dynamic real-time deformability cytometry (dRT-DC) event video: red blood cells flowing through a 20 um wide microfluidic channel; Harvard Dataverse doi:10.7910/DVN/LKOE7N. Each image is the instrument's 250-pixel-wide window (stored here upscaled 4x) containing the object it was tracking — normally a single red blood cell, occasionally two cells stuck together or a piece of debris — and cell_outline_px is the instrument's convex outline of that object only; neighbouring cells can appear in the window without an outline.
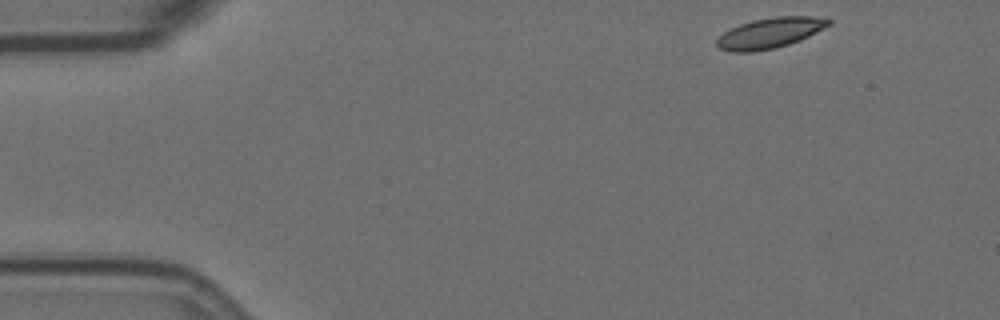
{"species": "Egyptian fruit bat (a non-hibernating species)", "species_latin": "Rousettus aegyptiacus", "temperature_condition": "room temperature", "stored_images_in_passage": 28, "camera_frame_rate_fps": 3000, "um_per_image_px": 0.085, "animal": {"sex": "female"}, "frame": {"image": 1, "passage_image": 1, "time_ms": 0.0, "image_size_px": [1000, 320], "cell_outline_px": [[832, 24], [800, 40], [776, 48], [752, 52], [728, 52], [720, 48], [716, 44], [716, 40], [724, 32], [740, 24], [752, 20], [776, 16], [812, 16], [832, 20]], "centroid_in_image_um": [65.44, 2.8], "position_along_channel_um": 19.6, "area_um2": 19.83}}
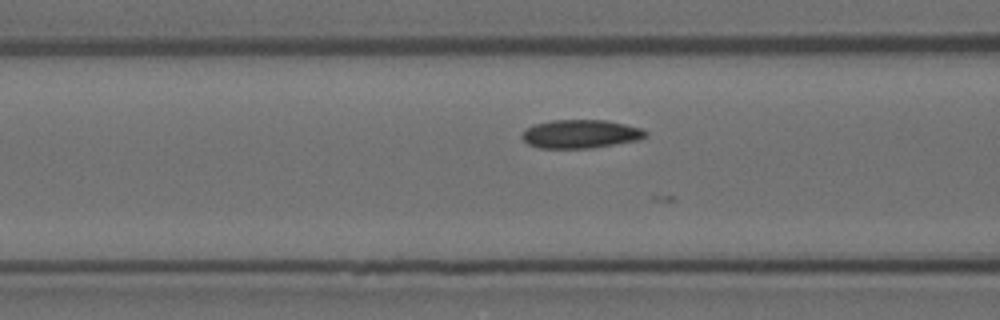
{"frame": {"image": 2, "passage_image": 17, "time_ms": 5.333, "image_size_px": [1000, 320], "cell_outline_px": [[648, 136], [636, 140], [592, 148], [540, 148], [528, 144], [520, 136], [528, 128], [536, 124], [552, 120], [608, 120], [644, 128], [648, 132]], "centroid_in_image_um": [49.4, 11.38], "position_along_channel_um": 117.2, "area_um2": 20.52}}
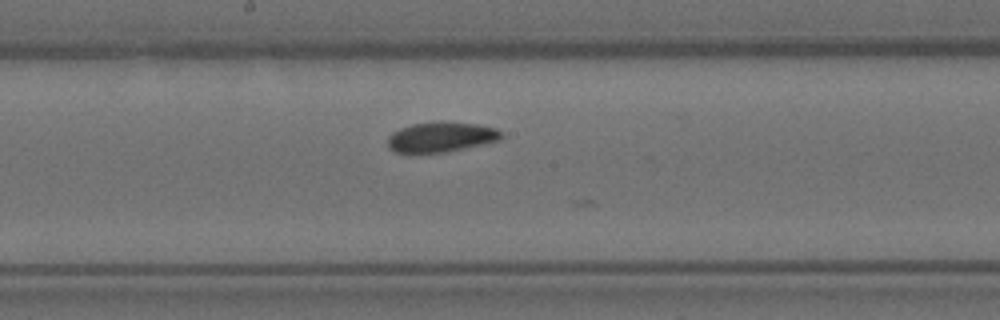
{"frame": {"image": 3, "passage_image": 25, "time_ms": 8.0, "image_size_px": [1000, 320], "cell_outline_px": [[504, 136], [500, 140], [440, 152], [396, 152], [388, 148], [388, 136], [392, 132], [400, 128], [412, 124], [440, 120], [444, 120], [480, 124], [496, 128]], "centroid_in_image_um": [37.48, 11.6], "position_along_channel_um": 210.7, "area_um2": 19.88}}